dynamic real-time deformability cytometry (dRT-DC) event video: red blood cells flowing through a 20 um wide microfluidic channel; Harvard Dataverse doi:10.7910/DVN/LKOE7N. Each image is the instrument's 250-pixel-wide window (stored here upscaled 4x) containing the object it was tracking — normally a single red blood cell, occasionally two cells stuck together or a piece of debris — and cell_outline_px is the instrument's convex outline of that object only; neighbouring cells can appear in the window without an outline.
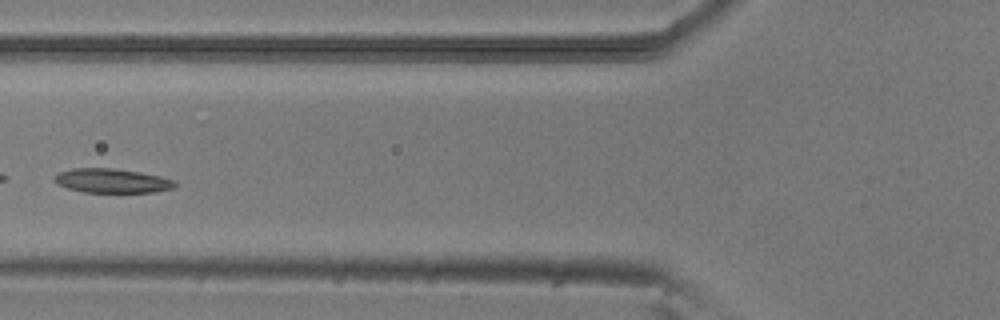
{"species": "common noctule bat (a hibernating species)", "species_latin": "Nyctalus noctula", "temperature_condition": "room temperature", "stored_images_in_passage": 6, "camera_frame_rate_fps": 3000, "um_per_image_px": 0.085, "animal": {"sex": "male", "body_mass_g": 20.5, "forearm_length_mm": 52.5}, "frame": {"image": 1, "passage_image": 6, "time_ms": 1.667, "image_size_px": [1000, 320], "cell_outline_px": [[176, 184], [172, 188], [156, 192], [84, 192], [68, 188], [56, 184], [52, 180], [52, 176], [60, 172], [72, 168], [112, 168], [140, 172], [160, 176], [176, 180]], "centroid_in_image_um": [9.48, 15.36], "position_along_channel_um": 116.3, "area_um2": 17.11}}